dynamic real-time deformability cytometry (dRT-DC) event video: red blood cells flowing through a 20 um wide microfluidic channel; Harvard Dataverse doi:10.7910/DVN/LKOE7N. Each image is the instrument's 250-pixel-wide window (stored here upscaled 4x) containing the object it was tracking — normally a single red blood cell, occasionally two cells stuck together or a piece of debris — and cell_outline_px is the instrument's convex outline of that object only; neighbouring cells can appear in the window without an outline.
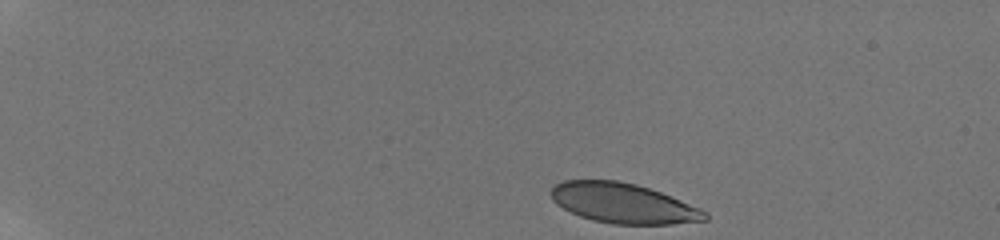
{"species": "human", "species_latin": "Homo sapiens", "temperature_condition": "room temperature", "stored_images_in_passage": 10, "camera_frame_rate_fps": 3000, "um_per_image_px": 0.085, "donor": {"sex": "male"}, "frame": {"image": 1, "passage_image": 1, "time_ms": 0.0, "image_size_px": [1000, 240], "cell_outline_px": [[708, 220], [672, 224], [612, 224], [592, 220], [580, 216], [556, 204], [552, 200], [548, 192], [556, 184], [564, 180], [616, 180], [636, 184], [660, 192], [700, 208], [708, 212]], "centroid_in_image_um": [52.95, 17.27], "position_along_channel_um": 32.0, "area_um2": 35.89}}
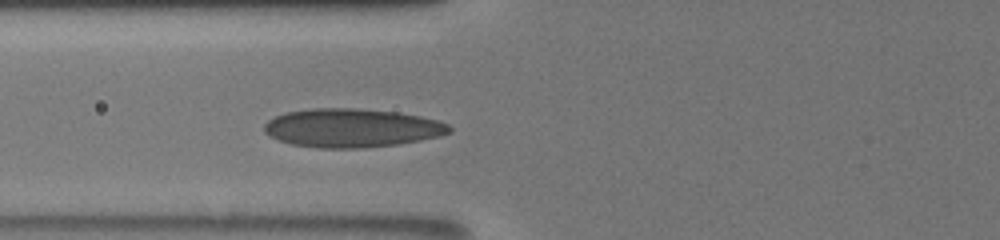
{"frame": {"image": 2, "passage_image": 10, "time_ms": 4.667, "image_size_px": [1000, 240], "cell_outline_px": [[452, 132], [440, 136], [420, 140], [396, 144], [360, 148], [320, 148], [292, 144], [280, 140], [264, 132], [264, 124], [268, 120], [276, 116], [288, 112], [312, 108], [356, 108], [396, 112], [420, 116], [436, 120], [448, 124], [452, 128]], "centroid_in_image_um": [29.92, 10.87], "position_along_channel_um": 95.9, "area_um2": 41.44}}